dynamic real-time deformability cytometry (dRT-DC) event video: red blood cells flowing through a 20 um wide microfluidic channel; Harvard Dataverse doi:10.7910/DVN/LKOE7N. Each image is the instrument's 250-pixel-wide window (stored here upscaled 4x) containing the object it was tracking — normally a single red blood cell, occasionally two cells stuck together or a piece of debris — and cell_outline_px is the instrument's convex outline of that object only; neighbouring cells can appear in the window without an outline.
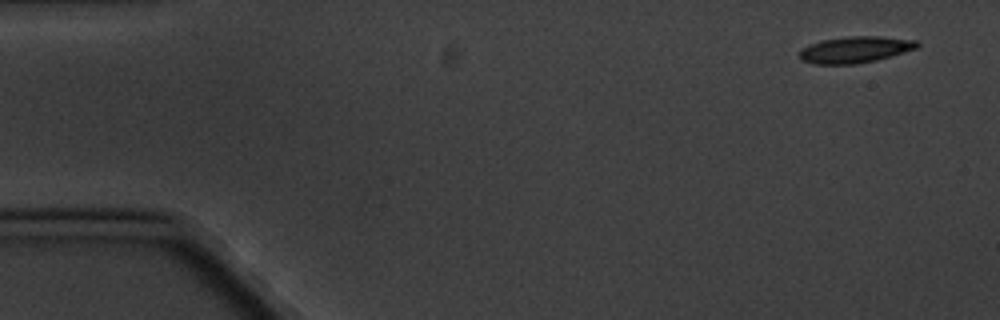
{"species": "common noctule bat (a hibernating species)", "species_latin": "Nyctalus noctula", "temperature_condition": "cold", "stored_images_in_passage": 4, "camera_frame_rate_fps": 3000, "um_per_image_px": 0.085, "animal": {"sex": "male", "body_mass_g": 20.1, "forearm_length_mm": 53.5}, "frame": {"image": 1, "passage_image": 1, "time_ms": 0.0, "image_size_px": [1000, 320], "cell_outline_px": [[920, 44], [916, 48], [876, 60], [856, 64], [816, 64], [800, 60], [800, 52], [808, 44], [820, 40], [848, 36], [880, 36], [916, 40]], "centroid_in_image_um": [72.66, 4.21], "position_along_channel_um": 12.3, "area_um2": 18.03}}
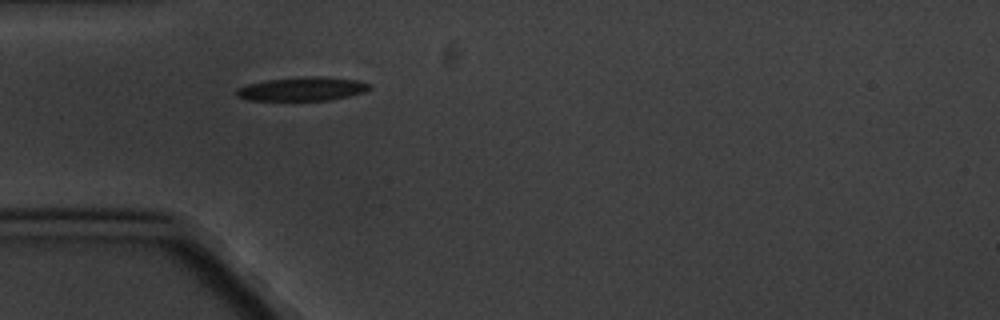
{"frame": {"image": 2, "passage_image": 4, "time_ms": 4.667, "image_size_px": [1000, 320], "cell_outline_px": [[372, 88], [364, 92], [348, 96], [328, 100], [248, 100], [236, 96], [236, 88], [248, 84], [268, 80], [300, 76], [320, 76], [360, 80], [372, 84]], "centroid_in_image_um": [25.73, 7.55], "position_along_channel_um": 59.3, "area_um2": 18.55}}